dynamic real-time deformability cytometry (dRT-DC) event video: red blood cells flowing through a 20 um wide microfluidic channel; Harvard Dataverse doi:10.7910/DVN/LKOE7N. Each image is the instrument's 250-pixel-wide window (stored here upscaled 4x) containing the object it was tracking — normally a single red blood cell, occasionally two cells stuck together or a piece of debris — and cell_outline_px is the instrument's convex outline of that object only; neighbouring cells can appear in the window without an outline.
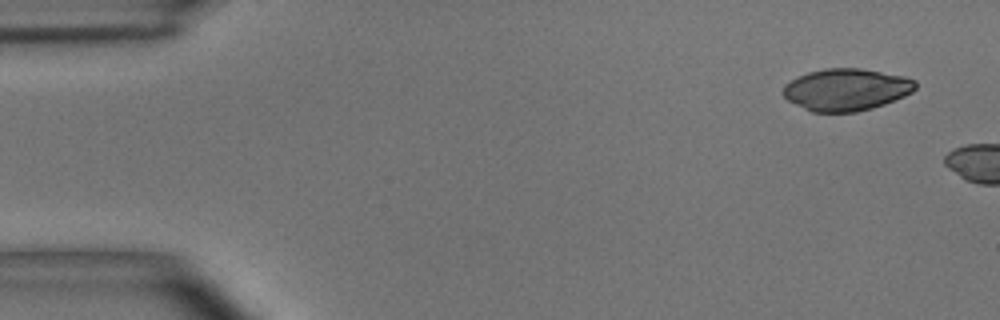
{"species": "common noctule bat (a hibernating species)", "species_latin": "Nyctalus noctula", "temperature_condition": "room temperature", "stored_images_in_passage": 2, "camera_frame_rate_fps": 3000, "um_per_image_px": 0.085, "animal": {"sex": "male", "body_mass_g": 15.6}, "frame": {"image": 1, "passage_image": 1, "time_ms": 0.0, "image_size_px": [1000, 320], "cell_outline_px": [[916, 88], [912, 92], [904, 96], [884, 104], [872, 108], [856, 112], [812, 112], [788, 100], [780, 92], [784, 84], [808, 72], [824, 68], [860, 68], [904, 76], [916, 80]], "centroid_in_image_um": [71.93, 7.61], "position_along_channel_um": 13.1, "area_um2": 32.43}}